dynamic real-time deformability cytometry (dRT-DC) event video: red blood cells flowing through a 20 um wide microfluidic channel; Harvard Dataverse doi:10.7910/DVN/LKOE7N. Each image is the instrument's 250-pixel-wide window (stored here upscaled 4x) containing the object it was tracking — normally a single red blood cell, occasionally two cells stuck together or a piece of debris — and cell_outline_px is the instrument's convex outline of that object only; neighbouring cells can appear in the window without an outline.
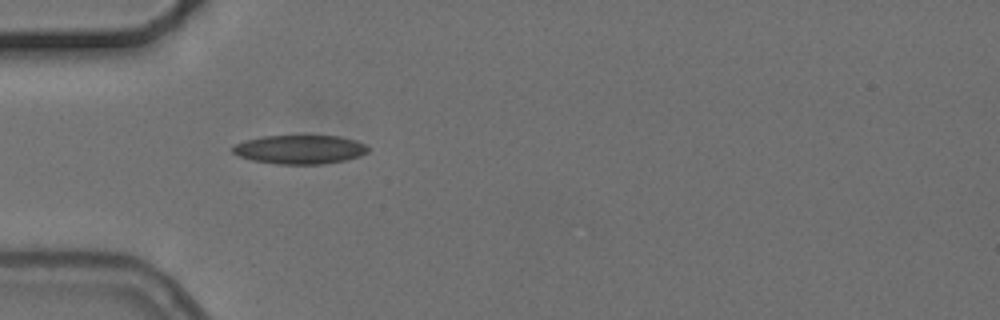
{"species": "common noctule bat (a hibernating species)", "species_latin": "Nyctalus noctula", "temperature_condition": "cold", "stored_images_in_passage": 2, "camera_frame_rate_fps": 3000, "um_per_image_px": 0.085, "animal": {"sex": "female", "body_mass_g": 24.6, "forearm_length_mm": 56.2}, "frame": {"image": 1, "passage_image": 2, "time_ms": 1.333, "image_size_px": [1000, 320], "cell_outline_px": [[368, 152], [360, 156], [344, 160], [320, 164], [276, 164], [252, 160], [240, 156], [232, 152], [232, 148], [236, 144], [248, 140], [264, 136], [340, 136], [356, 140], [364, 144], [368, 148]], "centroid_in_image_um": [25.51, 12.71], "position_along_channel_um": 59.5, "area_um2": 22.54}}